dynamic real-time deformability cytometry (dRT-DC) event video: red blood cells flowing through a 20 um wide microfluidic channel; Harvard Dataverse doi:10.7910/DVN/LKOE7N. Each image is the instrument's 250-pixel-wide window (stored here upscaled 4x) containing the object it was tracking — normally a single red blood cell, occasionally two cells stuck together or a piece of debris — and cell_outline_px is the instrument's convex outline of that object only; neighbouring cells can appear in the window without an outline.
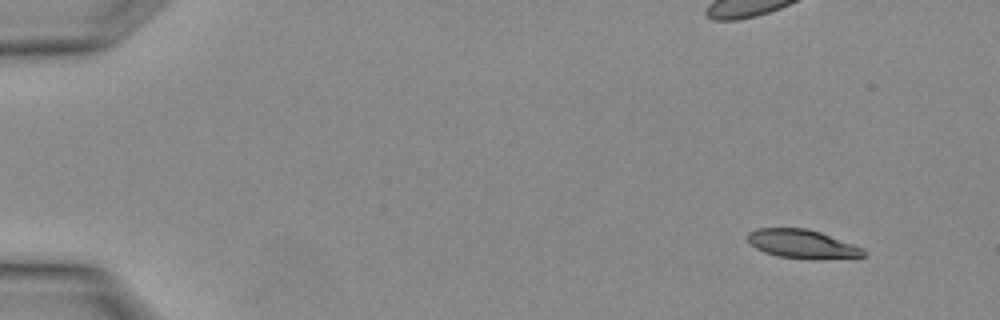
{"species": "Egyptian fruit bat (a non-hibernating species)", "species_latin": "Rousettus aegyptiacus", "temperature_condition": "warm", "stored_images_in_passage": 3, "camera_frame_rate_fps": 3000, "um_per_image_px": 0.085, "animal": {"sex": "female"}, "frame": {"image": 1, "passage_image": 1, "time_ms": 0.0, "image_size_px": [1000, 320], "cell_outline_px": [[868, 252], [864, 256], [816, 260], [812, 260], [776, 256], [764, 252], [748, 244], [748, 232], [756, 228], [804, 228], [820, 232], [864, 248]], "centroid_in_image_um": [68.19, 20.75], "position_along_channel_um": 16.8, "area_um2": 19.65}}